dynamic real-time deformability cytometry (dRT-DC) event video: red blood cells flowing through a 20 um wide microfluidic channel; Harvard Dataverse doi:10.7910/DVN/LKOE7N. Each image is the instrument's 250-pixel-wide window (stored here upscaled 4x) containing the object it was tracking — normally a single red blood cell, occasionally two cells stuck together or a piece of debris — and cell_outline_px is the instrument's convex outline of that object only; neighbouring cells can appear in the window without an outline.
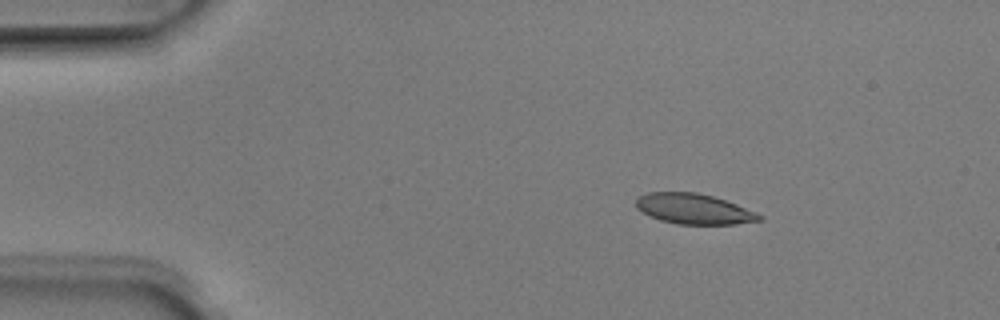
{"species": "Egyptian fruit bat (a non-hibernating species)", "species_latin": "Rousettus aegyptiacus", "temperature_condition": "room temperature", "stored_images_in_passage": 4, "camera_frame_rate_fps": 3000, "um_per_image_px": 0.085, "animal": {"sex": "male"}, "frame": {"image": 1, "passage_image": 2, "time_ms": 0.333, "image_size_px": [1000, 320], "cell_outline_px": [[764, 220], [736, 224], [676, 224], [660, 220], [648, 216], [636, 208], [636, 200], [640, 196], [648, 192], [696, 192], [712, 196], [736, 204], [756, 212], [764, 216]], "centroid_in_image_um": [58.98, 17.76], "position_along_channel_um": 26.0, "area_um2": 21.91}}
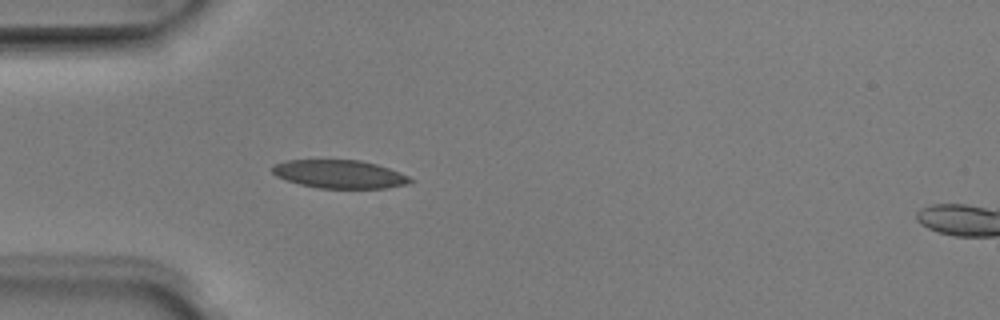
{"frame": {"image": 2, "passage_image": 4, "time_ms": 1.0, "image_size_px": [1000, 320], "cell_outline_px": [[412, 180], [408, 184], [388, 188], [320, 188], [300, 184], [284, 180], [276, 176], [272, 172], [272, 164], [288, 160], [360, 160], [376, 164], [400, 172], [408, 176]], "centroid_in_image_um": [28.83, 14.8], "position_along_channel_um": 56.2, "area_um2": 22.72}}